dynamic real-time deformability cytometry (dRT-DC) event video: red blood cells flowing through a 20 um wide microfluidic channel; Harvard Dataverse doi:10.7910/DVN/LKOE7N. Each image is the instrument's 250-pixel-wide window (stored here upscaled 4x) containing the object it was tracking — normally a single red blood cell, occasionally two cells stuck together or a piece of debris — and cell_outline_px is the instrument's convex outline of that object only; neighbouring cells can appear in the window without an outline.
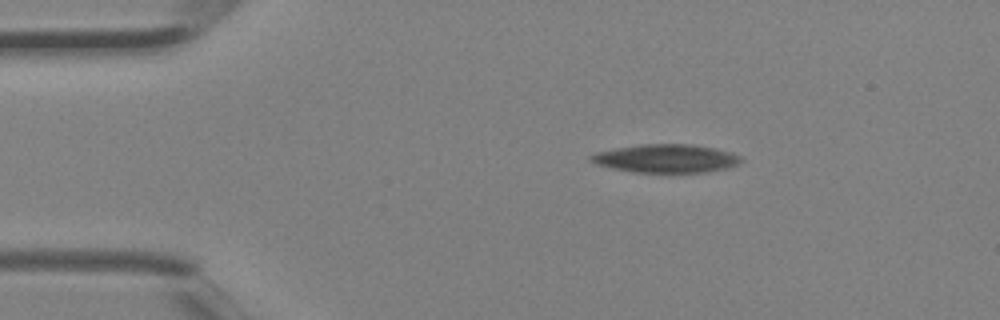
{"species": "Egyptian fruit bat (a non-hibernating species)", "species_latin": "Rousettus aegyptiacus", "temperature_condition": "room temperature", "stored_images_in_passage": 2, "camera_frame_rate_fps": 3000, "um_per_image_px": 0.085, "animal": {"sex": "female"}, "frame": {"image": 1, "passage_image": 1, "time_ms": 0.0, "image_size_px": [1000, 320], "cell_outline_px": [[744, 160], [740, 164], [708, 172], [632, 172], [612, 168], [596, 164], [588, 160], [588, 156], [596, 152], [616, 148], [640, 144], [692, 144], [716, 148], [740, 156]], "centroid_in_image_um": [56.6, 13.46], "position_along_channel_um": 28.4, "area_um2": 24.85}}